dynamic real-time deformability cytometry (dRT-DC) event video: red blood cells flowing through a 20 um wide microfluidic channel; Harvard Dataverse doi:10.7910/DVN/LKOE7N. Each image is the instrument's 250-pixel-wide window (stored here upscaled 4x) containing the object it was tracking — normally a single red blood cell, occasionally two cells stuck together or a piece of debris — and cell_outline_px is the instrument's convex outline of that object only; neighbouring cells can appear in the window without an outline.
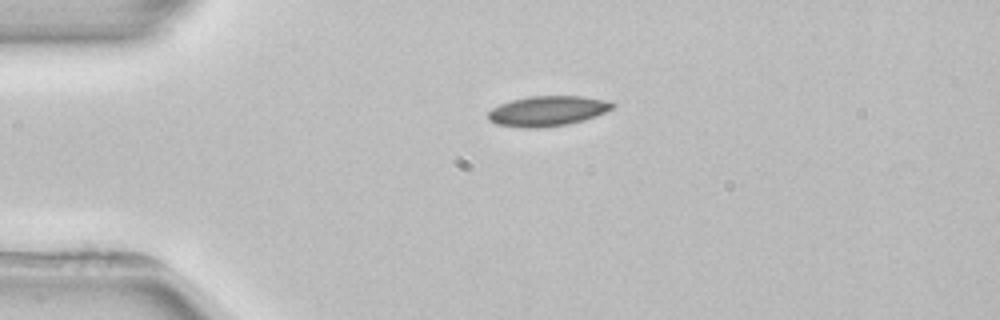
{"species": "common noctule bat (a hibernating species)", "species_latin": "Nyctalus noctula", "temperature_condition": "room temperature", "stored_images_in_passage": 2, "camera_frame_rate_fps": 3000, "um_per_image_px": 0.085, "animal": {"sex": "female", "body_mass_g": 22.7, "forearm_length_mm": 54.2}, "frame": {"image": 1, "passage_image": 1, "time_ms": 0.0, "image_size_px": [1000, 320], "cell_outline_px": [[616, 104], [612, 108], [596, 116], [584, 120], [568, 124], [540, 128], [524, 128], [496, 124], [488, 120], [488, 112], [492, 108], [500, 104], [512, 100], [532, 96], [584, 96], [604, 100]], "centroid_in_image_um": [46.52, 9.44], "position_along_channel_um": 38.5, "area_um2": 21.79}}